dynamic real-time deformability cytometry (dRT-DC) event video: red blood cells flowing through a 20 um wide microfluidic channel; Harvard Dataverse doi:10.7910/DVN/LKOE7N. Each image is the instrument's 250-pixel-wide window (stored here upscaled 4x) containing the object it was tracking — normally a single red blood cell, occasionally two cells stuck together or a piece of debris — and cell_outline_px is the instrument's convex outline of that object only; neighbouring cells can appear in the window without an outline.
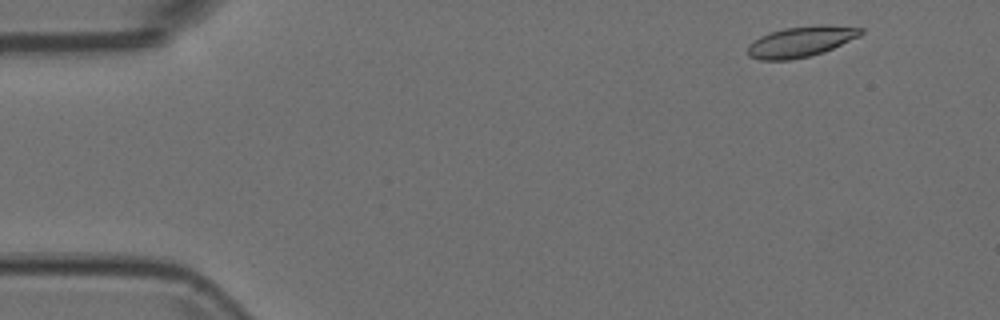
{"species": "Egyptian fruit bat (a non-hibernating species)", "species_latin": "Rousettus aegyptiacus", "temperature_condition": "room temperature", "stored_images_in_passage": 24, "camera_frame_rate_fps": 3000, "um_per_image_px": 0.085, "animal": {"sex": "female"}, "frame": {"image": 1, "passage_image": 3, "time_ms": 0.667, "image_size_px": [1000, 320], "cell_outline_px": [[864, 32], [860, 36], [824, 52], [808, 56], [788, 60], [760, 60], [748, 56], [748, 44], [752, 40], [760, 36], [784, 28], [816, 24], [828, 24], [864, 28]], "centroid_in_image_um": [68.09, 3.52], "position_along_channel_um": 16.9, "area_um2": 20.4}}
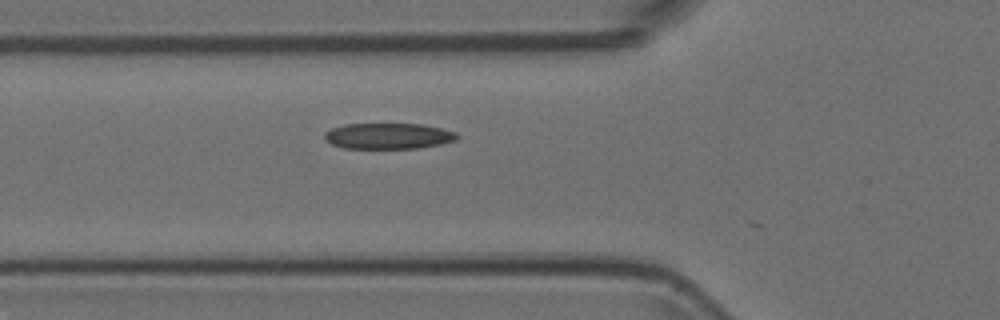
{"frame": {"image": 2, "passage_image": 17, "time_ms": 5.333, "image_size_px": [1000, 320], "cell_outline_px": [[460, 136], [456, 140], [440, 144], [416, 148], [344, 148], [332, 144], [324, 140], [324, 132], [332, 128], [344, 124], [420, 124], [440, 128], [456, 132]], "centroid_in_image_um": [32.98, 11.56], "position_along_channel_um": 92.8, "area_um2": 19.94}}
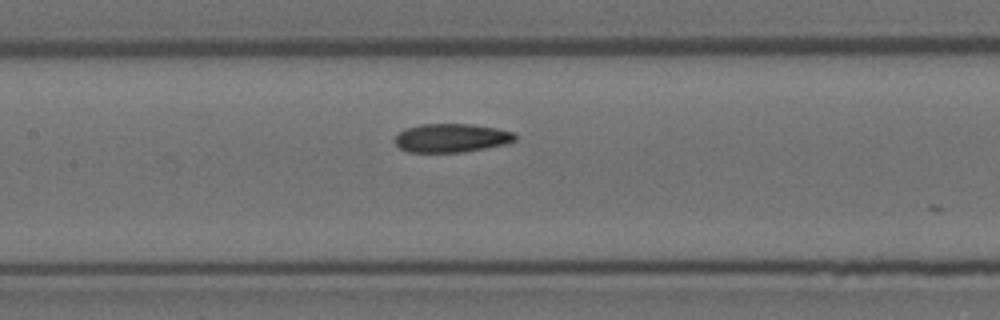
{"frame": {"image": 3, "passage_image": 23, "time_ms": 7.333, "image_size_px": [1000, 320], "cell_outline_px": [[516, 140], [504, 144], [464, 152], [408, 152], [400, 148], [396, 144], [396, 136], [400, 132], [408, 128], [420, 124], [472, 124], [496, 128], [512, 132], [516, 136]], "centroid_in_image_um": [38.37, 11.73], "position_along_channel_um": 169.0, "area_um2": 19.83}}